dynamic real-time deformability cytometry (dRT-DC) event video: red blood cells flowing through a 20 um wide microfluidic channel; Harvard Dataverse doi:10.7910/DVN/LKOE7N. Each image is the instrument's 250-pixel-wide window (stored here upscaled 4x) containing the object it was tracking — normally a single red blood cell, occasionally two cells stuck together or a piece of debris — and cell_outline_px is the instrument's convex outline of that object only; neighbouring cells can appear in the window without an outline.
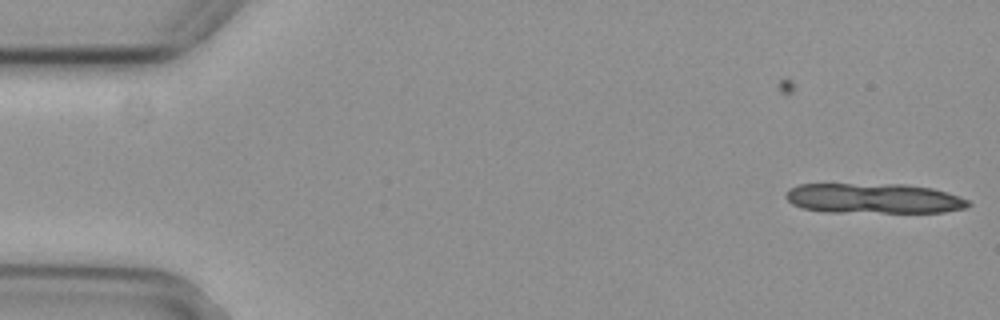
{"species": "common noctule bat (a hibernating species)", "species_latin": "Nyctalus noctula", "temperature_condition": "cold", "stored_images_in_passage": 5, "camera_frame_rate_fps": 3000, "um_per_image_px": 0.085, "animal": {"sex": "female", "body_mass_g": 29.2, "forearm_length_mm": 56.3}, "frame": {"image": 1, "passage_image": 1, "time_ms": 0.0, "image_size_px": [1000, 320], "cell_outline_px": [[972, 204], [968, 208], [944, 212], [828, 212], [804, 208], [792, 204], [784, 196], [784, 192], [788, 188], [800, 184], [908, 184], [932, 188], [960, 196], [968, 200]], "centroid_in_image_um": [74.28, 16.86], "position_along_channel_um": 10.7, "area_um2": 32.31}}